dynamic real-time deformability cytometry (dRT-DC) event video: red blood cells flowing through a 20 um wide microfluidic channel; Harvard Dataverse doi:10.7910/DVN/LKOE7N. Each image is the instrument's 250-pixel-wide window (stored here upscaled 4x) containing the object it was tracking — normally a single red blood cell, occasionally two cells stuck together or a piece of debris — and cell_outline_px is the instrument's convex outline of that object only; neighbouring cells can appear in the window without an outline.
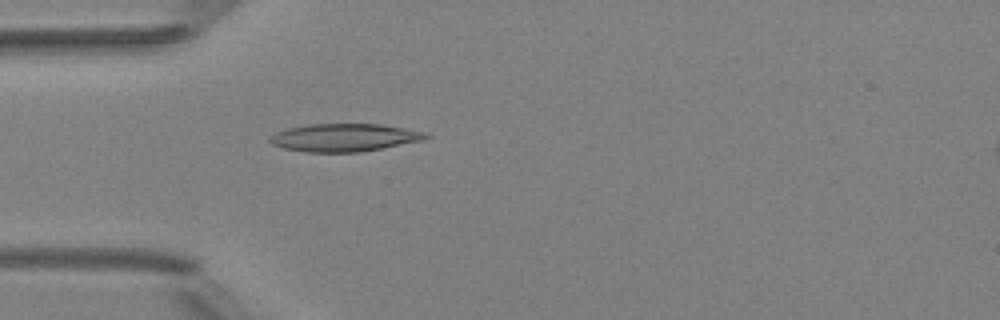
{"species": "Egyptian fruit bat (a non-hibernating species)", "species_latin": "Rousettus aegyptiacus", "temperature_condition": "room temperature", "stored_images_in_passage": 5, "camera_frame_rate_fps": 3000, "um_per_image_px": 0.085, "animal": {"sex": "female"}, "frame": {"image": 1, "passage_image": 5, "time_ms": 4.667, "image_size_px": [1000, 320], "cell_outline_px": [[432, 136], [420, 140], [360, 152], [304, 152], [284, 148], [272, 144], [268, 140], [276, 132], [288, 128], [308, 124], [380, 124], [424, 132]], "centroid_in_image_um": [29.21, 11.69], "position_along_channel_um": 55.8, "area_um2": 24.91}}